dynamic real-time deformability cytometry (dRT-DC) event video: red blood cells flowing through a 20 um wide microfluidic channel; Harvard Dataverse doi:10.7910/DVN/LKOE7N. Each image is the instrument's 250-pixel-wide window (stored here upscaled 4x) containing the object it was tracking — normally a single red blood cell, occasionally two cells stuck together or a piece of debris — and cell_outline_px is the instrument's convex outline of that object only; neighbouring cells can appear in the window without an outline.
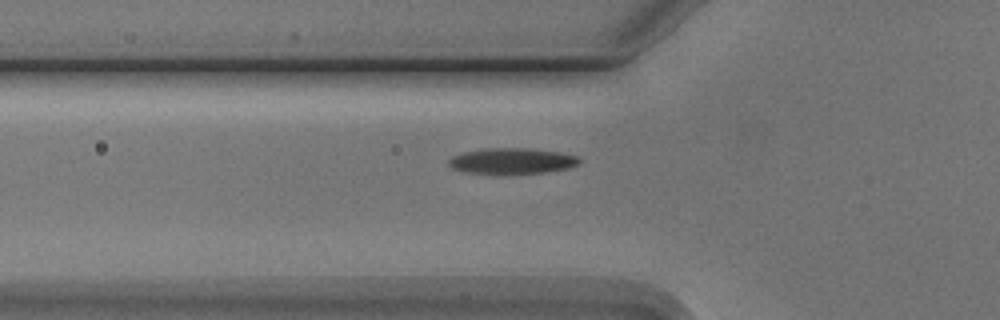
{"species": "Egyptian fruit bat (a non-hibernating species)", "species_latin": "Rousettus aegyptiacus", "temperature_condition": "cold", "stored_images_in_passage": 2, "camera_frame_rate_fps": 3000, "um_per_image_px": 0.085, "animal": {"sex": "male"}, "frame": {"image": 1, "passage_image": 2, "time_ms": 2.333, "image_size_px": [1000, 320], "cell_outline_px": [[580, 160], [576, 164], [568, 168], [544, 172], [460, 172], [452, 168], [448, 164], [448, 160], [452, 156], [464, 152], [488, 148], [528, 148], [560, 152], [580, 156]], "centroid_in_image_um": [43.51, 13.65], "position_along_channel_um": 82.3, "area_um2": 19.13}}